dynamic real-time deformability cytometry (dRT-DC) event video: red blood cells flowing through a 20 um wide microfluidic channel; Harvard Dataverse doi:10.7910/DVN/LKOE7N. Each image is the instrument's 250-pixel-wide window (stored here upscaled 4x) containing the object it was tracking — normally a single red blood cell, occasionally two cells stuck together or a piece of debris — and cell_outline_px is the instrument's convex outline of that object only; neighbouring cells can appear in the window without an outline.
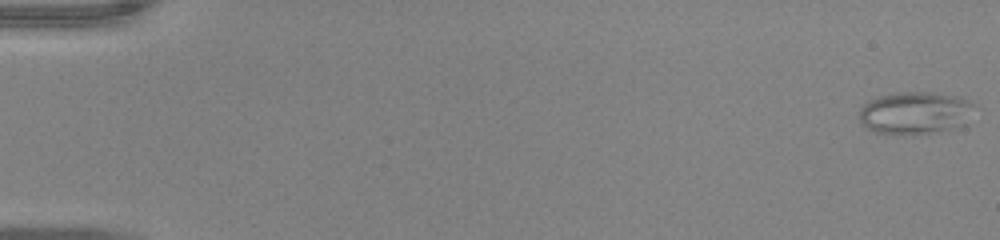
{"species": "common noctule bat (a hibernating species)", "species_latin": "Nyctalus noctula", "temperature_condition": "warm", "stored_images_in_passage": 53, "camera_frame_rate_fps": 3000, "um_per_image_px": 0.085, "animal": {"sex": "male", "body_mass_g": 20.0, "forearm_length_mm": 53.3}, "frame": {"image": 1, "passage_image": 1, "time_ms": 0.0, "image_size_px": [1000, 240], "cell_outline_px": [[980, 108], [968, 124], [940, 132], [912, 136], [876, 132], [860, 124], [860, 108], [868, 100], [880, 96], [900, 92], [932, 92], [960, 96], [976, 104]], "centroid_in_image_um": [77.91, 9.61], "position_along_channel_um": 7.1, "area_um2": 29.71}}
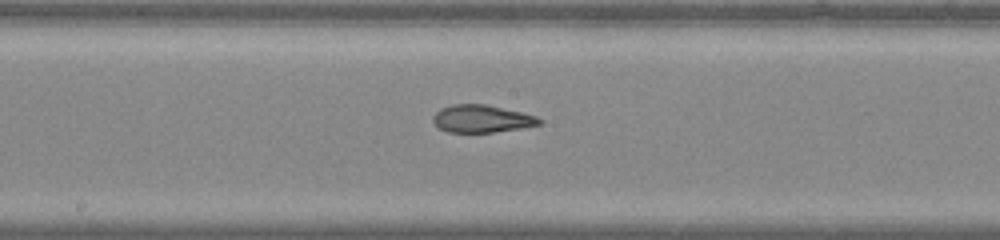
{"frame": {"image": 2, "passage_image": 29, "time_ms": 9.333, "image_size_px": [1000, 240], "cell_outline_px": [[544, 120], [540, 124], [524, 128], [492, 132], [448, 132], [436, 128], [432, 120], [432, 116], [440, 108], [452, 104], [484, 104], [520, 112], [536, 116]], "centroid_in_image_um": [40.91, 10.1], "position_along_channel_um": 207.3, "area_um2": 17.17}}
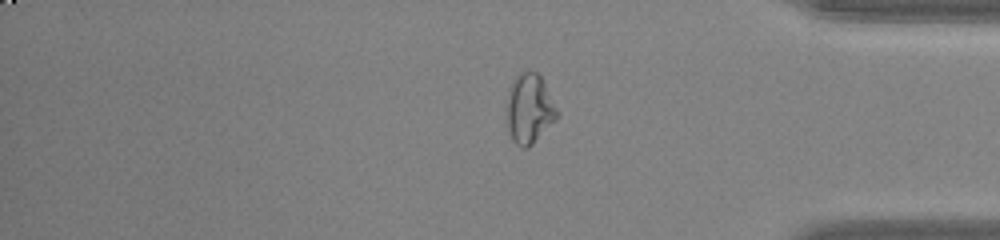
{"frame": {"image": 3, "passage_image": 44, "time_ms": 14.333, "image_size_px": [1000, 240], "cell_outline_px": [[560, 112], [556, 120], [528, 148], [520, 148], [512, 140], [508, 132], [504, 108], [508, 88], [512, 80], [520, 72], [528, 68], [536, 72], [540, 76]], "centroid_in_image_um": [44.95, 9.23], "position_along_channel_um": 390.3, "area_um2": 21.27}, "authors_computed_cell_mechanics": {"area_um2": 21.2126, "velocity_mm_per_s": 3.9882, "shape_relaxation_time_tau1_ms": null, "shape_relaxation_time_tau2_ms": 1.9322, "deformation_change_tau1": null, "deformation_change_tau2": 0.0926}}